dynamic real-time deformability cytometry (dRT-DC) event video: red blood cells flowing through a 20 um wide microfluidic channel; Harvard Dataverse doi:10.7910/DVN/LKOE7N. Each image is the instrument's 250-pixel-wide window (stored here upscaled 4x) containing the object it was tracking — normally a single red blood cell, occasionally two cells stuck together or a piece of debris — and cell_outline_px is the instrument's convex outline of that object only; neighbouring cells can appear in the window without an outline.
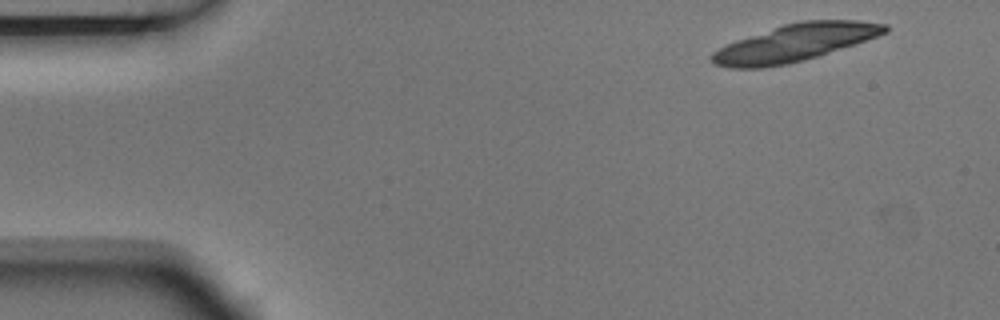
{"species": "Egyptian fruit bat (a non-hibernating species)", "species_latin": "Rousettus aegyptiacus", "temperature_condition": "room temperature", "stored_images_in_passage": 3, "camera_frame_rate_fps": 3000, "um_per_image_px": 0.085, "animal": {"sex": "male"}, "frame": {"image": 1, "passage_image": 1, "time_ms": 0.0, "image_size_px": [1000, 320], "cell_outline_px": [[888, 32], [804, 60], [788, 64], [764, 68], [728, 68], [712, 64], [708, 56], [712, 52], [736, 40], [784, 24], [800, 20], [856, 20], [888, 24]], "centroid_in_image_um": [67.5, 3.64], "position_along_channel_um": 17.5, "area_um2": 37.22}}